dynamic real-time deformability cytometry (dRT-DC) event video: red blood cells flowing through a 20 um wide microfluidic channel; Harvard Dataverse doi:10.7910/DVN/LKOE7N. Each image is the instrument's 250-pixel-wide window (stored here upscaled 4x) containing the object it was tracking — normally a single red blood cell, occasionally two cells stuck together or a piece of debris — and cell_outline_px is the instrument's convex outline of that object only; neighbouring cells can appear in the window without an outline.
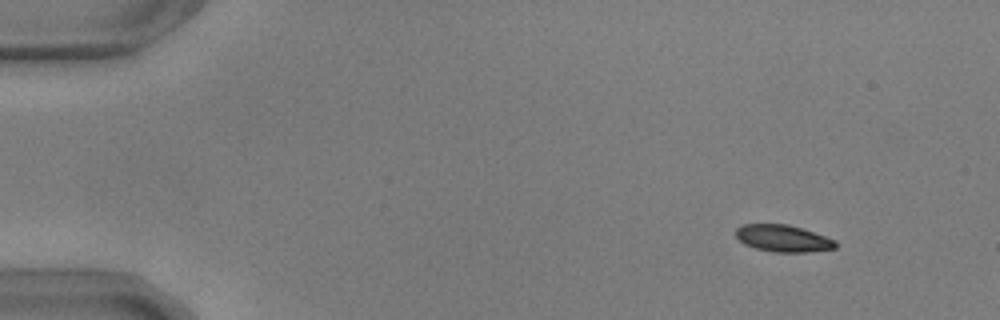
{"species": "common noctule bat (a hibernating species)", "species_latin": "Nyctalus noctula", "temperature_condition": "warm", "stored_images_in_passage": 7, "camera_frame_rate_fps": 3000, "um_per_image_px": 0.085, "animal": {"sex": "male", "body_mass_g": 17.9, "forearm_length_mm": 54.2}, "frame": {"image": 1, "passage_image": 1, "time_ms": 0.0, "image_size_px": [1000, 320], "cell_outline_px": [[836, 248], [804, 252], [776, 252], [756, 248], [744, 244], [736, 236], [736, 228], [740, 224], [788, 224], [836, 240]], "centroid_in_image_um": [66.53, 20.25], "position_along_channel_um": 18.5, "area_um2": 15.43}}